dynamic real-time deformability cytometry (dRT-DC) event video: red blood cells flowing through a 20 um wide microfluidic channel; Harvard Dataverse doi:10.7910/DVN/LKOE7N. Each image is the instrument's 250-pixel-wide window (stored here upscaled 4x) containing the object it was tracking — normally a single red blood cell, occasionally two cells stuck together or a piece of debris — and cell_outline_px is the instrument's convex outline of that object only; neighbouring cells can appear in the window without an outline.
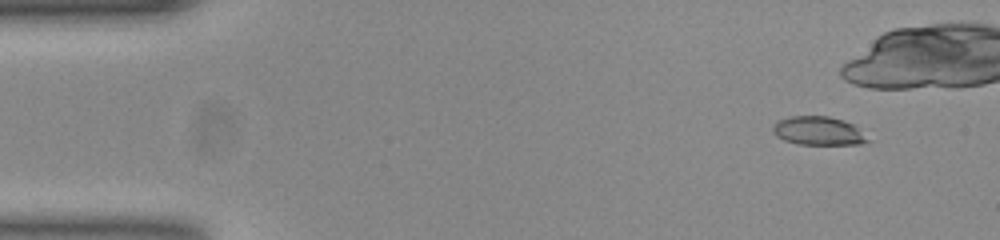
{"species": "common noctule bat (a hibernating species)", "species_latin": "Nyctalus noctula", "temperature_condition": "room temperature", "stored_images_in_passage": 42, "camera_frame_rate_fps": 3000, "um_per_image_px": 0.085, "animal": {"sex": "female", "body_mass_g": 23.0, "forearm_length_mm": 53.4}, "frame": {"image": 1, "passage_image": 5, "time_ms": 1.333, "image_size_px": [1000, 240], "cell_outline_px": [[872, 140], [860, 144], [800, 144], [784, 140], [776, 136], [772, 132], [772, 128], [780, 120], [792, 116], [828, 116], [844, 120], [852, 124]], "centroid_in_image_um": [69.58, 11.13], "position_along_channel_um": 15.4, "area_um2": 15.66}}
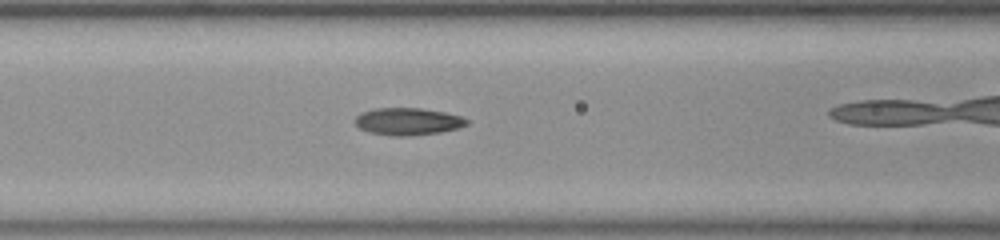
{"frame": {"image": 2, "passage_image": 22, "time_ms": 7.0, "image_size_px": [1000, 240], "cell_outline_px": [[468, 124], [456, 128], [440, 132], [412, 136], [392, 136], [368, 132], [360, 128], [356, 124], [356, 116], [360, 112], [376, 108], [420, 108], [444, 112], [460, 116], [468, 120]], "centroid_in_image_um": [34.64, 10.33], "position_along_channel_um": 132.0, "area_um2": 17.69}}
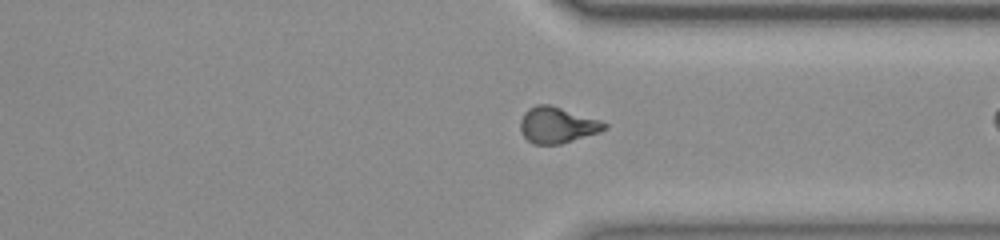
{"frame": {"image": 3, "passage_image": 40, "time_ms": 13.0, "image_size_px": [1000, 240], "cell_outline_px": [[608, 128], [600, 132], [560, 144], [532, 144], [520, 132], [520, 120], [524, 112], [528, 108], [536, 104], [548, 104], [600, 120], [608, 124]], "centroid_in_image_um": [47.35, 10.63], "position_along_channel_um": 364.1, "area_um2": 17.69}}